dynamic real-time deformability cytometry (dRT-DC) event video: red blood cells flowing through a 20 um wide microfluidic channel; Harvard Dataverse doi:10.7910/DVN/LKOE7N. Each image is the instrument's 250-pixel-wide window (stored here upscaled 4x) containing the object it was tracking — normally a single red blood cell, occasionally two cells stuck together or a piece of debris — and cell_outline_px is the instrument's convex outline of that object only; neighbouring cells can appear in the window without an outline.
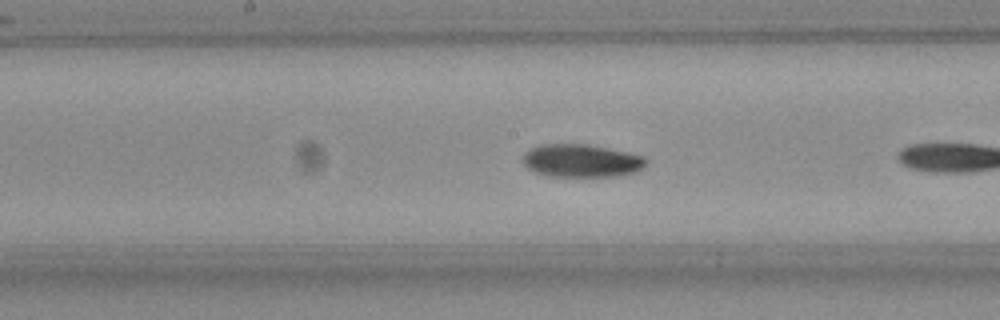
{"species": "Egyptian fruit bat (a non-hibernating species)", "species_latin": "Rousettus aegyptiacus", "temperature_condition": "room temperature", "stored_images_in_passage": 10, "camera_frame_rate_fps": 3000, "um_per_image_px": 0.085, "frame": {"image": 1, "passage_image": 9, "time_ms": 2.667, "image_size_px": [1000, 320], "cell_outline_px": [[644, 164], [640, 168], [632, 172], [612, 176], [552, 176], [536, 172], [528, 168], [524, 164], [524, 152], [540, 144], [588, 144], [608, 148], [644, 156]], "centroid_in_image_um": [49.36, 13.64], "position_along_channel_um": 198.8, "area_um2": 23.12}}